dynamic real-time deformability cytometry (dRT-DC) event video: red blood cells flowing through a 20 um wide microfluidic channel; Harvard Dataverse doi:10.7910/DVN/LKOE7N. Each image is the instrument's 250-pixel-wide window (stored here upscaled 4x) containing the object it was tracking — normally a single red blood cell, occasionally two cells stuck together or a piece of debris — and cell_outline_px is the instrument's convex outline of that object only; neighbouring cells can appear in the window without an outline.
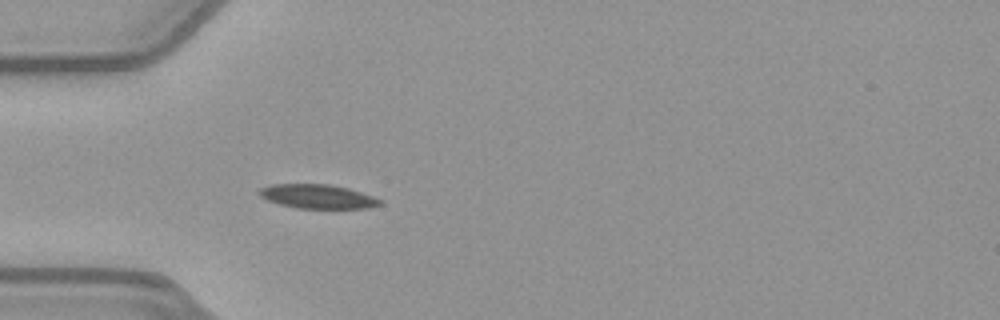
{"species": "common noctule bat (a hibernating species)", "species_latin": "Nyctalus noctula", "temperature_condition": "warm", "stored_images_in_passage": 52, "camera_frame_rate_fps": 3000, "um_per_image_px": 0.085, "animal": {"sex": "female", "body_mass_g": 21.9}, "frame": {"image": 1, "passage_image": 16, "time_ms": 5.0, "image_size_px": [1000, 320], "cell_outline_px": [[384, 204], [368, 208], [296, 208], [280, 204], [268, 200], [260, 196], [256, 192], [260, 188], [272, 184], [328, 184], [348, 188], [372, 196], [380, 200]], "centroid_in_image_um": [26.97, 16.7], "position_along_channel_um": 58.0, "area_um2": 16.88}}
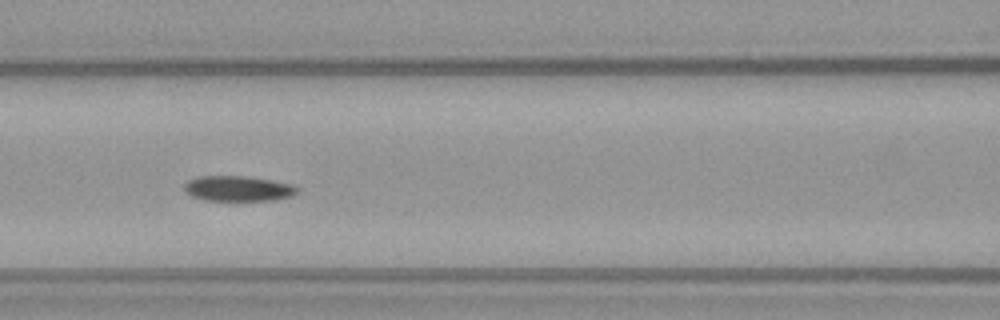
{"frame": {"image": 2, "passage_image": 23, "time_ms": 7.333, "image_size_px": [1000, 320], "cell_outline_px": [[296, 192], [292, 196], [276, 200], [204, 200], [192, 196], [184, 192], [184, 184], [188, 180], [200, 176], [244, 176], [272, 180], [292, 184], [296, 188]], "centroid_in_image_um": [20.2, 16.02], "position_along_channel_um": 146.4, "area_um2": 16.59}}
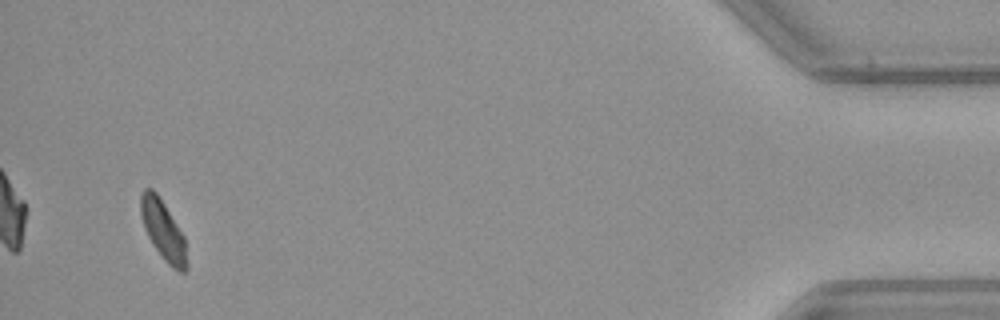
{"frame": {"image": 3, "passage_image": 50, "time_ms": 16.333, "image_size_px": [1000, 320], "cell_outline_px": [[188, 268], [184, 272], [180, 272], [172, 268], [164, 260], [148, 236], [144, 228], [140, 212], [140, 196], [144, 188], [152, 188], [156, 192], [164, 204], [184, 236], [188, 264]], "centroid_in_image_um": [13.87, 19.59], "position_along_channel_um": 421.3, "area_um2": 15.9}, "authors_computed_cell_mechanics": {"area_um2": 16.5597, "velocity_mm_per_s": 3.9521, "shape_relaxation_time_tau1_ms": 9.3986, "shape_relaxation_time_tau2_ms": null, "deformation_change_tau1": 0.1591, "deformation_change_tau2": null}}